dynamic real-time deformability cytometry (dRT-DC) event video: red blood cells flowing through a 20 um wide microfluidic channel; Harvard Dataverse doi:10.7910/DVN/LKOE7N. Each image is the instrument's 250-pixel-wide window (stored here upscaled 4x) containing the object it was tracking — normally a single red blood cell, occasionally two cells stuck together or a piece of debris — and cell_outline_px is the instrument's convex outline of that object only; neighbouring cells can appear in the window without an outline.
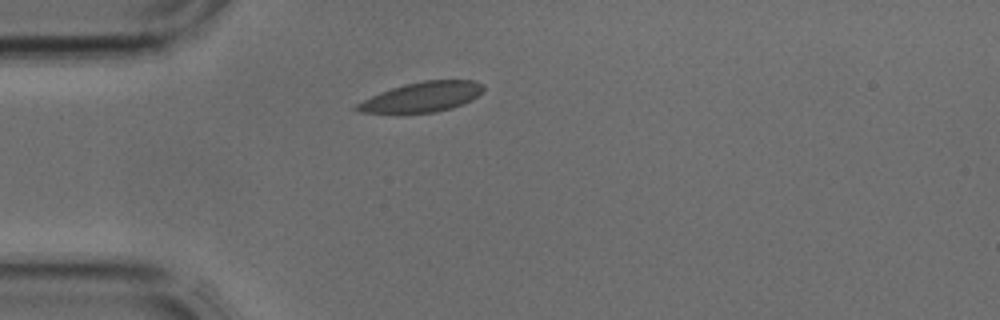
{"species": "common noctule bat (a hibernating species)", "species_latin": "Nyctalus noctula", "temperature_condition": "cold", "stored_images_in_passage": 15, "camera_frame_rate_fps": 3000, "um_per_image_px": 0.085, "animal": {"sex": "male", "body_mass_g": 17.9, "forearm_length_mm": 54.2}, "frame": {"image": 1, "passage_image": 1, "time_ms": 0.0, "image_size_px": [1000, 320], "cell_outline_px": [[484, 88], [472, 100], [452, 108], [432, 112], [360, 112], [352, 108], [356, 104], [380, 92], [404, 84], [424, 80], [476, 80], [484, 84]], "centroid_in_image_um": [35.9, 8.22], "position_along_channel_um": 49.1, "area_um2": 21.73}}